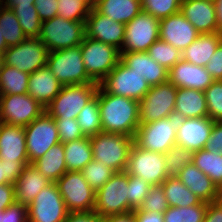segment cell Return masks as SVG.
I'll return each instance as SVG.
<instances>
[{"instance_id":"c3c4849f","label":"cell","mask_w":222,"mask_h":222,"mask_svg":"<svg viewBox=\"0 0 222 222\" xmlns=\"http://www.w3.org/2000/svg\"><path fill=\"white\" fill-rule=\"evenodd\" d=\"M55 121L61 143H66L85 137L77 122V119H55Z\"/></svg>"},{"instance_id":"1f68e13d","label":"cell","mask_w":222,"mask_h":222,"mask_svg":"<svg viewBox=\"0 0 222 222\" xmlns=\"http://www.w3.org/2000/svg\"><path fill=\"white\" fill-rule=\"evenodd\" d=\"M67 171H81L93 160L90 137L63 143Z\"/></svg>"},{"instance_id":"ee69618b","label":"cell","mask_w":222,"mask_h":222,"mask_svg":"<svg viewBox=\"0 0 222 222\" xmlns=\"http://www.w3.org/2000/svg\"><path fill=\"white\" fill-rule=\"evenodd\" d=\"M90 7L82 0H58L57 16L75 22H85Z\"/></svg>"},{"instance_id":"816d5d0a","label":"cell","mask_w":222,"mask_h":222,"mask_svg":"<svg viewBox=\"0 0 222 222\" xmlns=\"http://www.w3.org/2000/svg\"><path fill=\"white\" fill-rule=\"evenodd\" d=\"M34 6L42 22L57 16L58 0H35Z\"/></svg>"},{"instance_id":"7dc6e473","label":"cell","mask_w":222,"mask_h":222,"mask_svg":"<svg viewBox=\"0 0 222 222\" xmlns=\"http://www.w3.org/2000/svg\"><path fill=\"white\" fill-rule=\"evenodd\" d=\"M169 208L161 185H154L146 195L139 209L164 213Z\"/></svg>"},{"instance_id":"ac0fdd59","label":"cell","mask_w":222,"mask_h":222,"mask_svg":"<svg viewBox=\"0 0 222 222\" xmlns=\"http://www.w3.org/2000/svg\"><path fill=\"white\" fill-rule=\"evenodd\" d=\"M125 24L111 20L95 8H91L85 21V36L120 50L124 41Z\"/></svg>"},{"instance_id":"603a6c76","label":"cell","mask_w":222,"mask_h":222,"mask_svg":"<svg viewBox=\"0 0 222 222\" xmlns=\"http://www.w3.org/2000/svg\"><path fill=\"white\" fill-rule=\"evenodd\" d=\"M0 160L29 162L24 127L0 122Z\"/></svg>"},{"instance_id":"f546056e","label":"cell","mask_w":222,"mask_h":222,"mask_svg":"<svg viewBox=\"0 0 222 222\" xmlns=\"http://www.w3.org/2000/svg\"><path fill=\"white\" fill-rule=\"evenodd\" d=\"M32 164L50 182H56L67 172L63 143L52 146Z\"/></svg>"},{"instance_id":"9f6ffc18","label":"cell","mask_w":222,"mask_h":222,"mask_svg":"<svg viewBox=\"0 0 222 222\" xmlns=\"http://www.w3.org/2000/svg\"><path fill=\"white\" fill-rule=\"evenodd\" d=\"M15 201L16 200H15L14 185L13 184L0 185V210H4Z\"/></svg>"},{"instance_id":"5b68a950","label":"cell","mask_w":222,"mask_h":222,"mask_svg":"<svg viewBox=\"0 0 222 222\" xmlns=\"http://www.w3.org/2000/svg\"><path fill=\"white\" fill-rule=\"evenodd\" d=\"M84 68L88 76L100 83L121 59L120 50L101 41L84 36L80 45Z\"/></svg>"},{"instance_id":"83f0119b","label":"cell","mask_w":222,"mask_h":222,"mask_svg":"<svg viewBox=\"0 0 222 222\" xmlns=\"http://www.w3.org/2000/svg\"><path fill=\"white\" fill-rule=\"evenodd\" d=\"M219 33L200 34L183 52L182 60L194 65L205 67L221 44Z\"/></svg>"},{"instance_id":"be15d7a7","label":"cell","mask_w":222,"mask_h":222,"mask_svg":"<svg viewBox=\"0 0 222 222\" xmlns=\"http://www.w3.org/2000/svg\"><path fill=\"white\" fill-rule=\"evenodd\" d=\"M8 49L5 39L2 36V33L0 31V53H4Z\"/></svg>"},{"instance_id":"9a60e30c","label":"cell","mask_w":222,"mask_h":222,"mask_svg":"<svg viewBox=\"0 0 222 222\" xmlns=\"http://www.w3.org/2000/svg\"><path fill=\"white\" fill-rule=\"evenodd\" d=\"M28 222H64L69 212L56 182L42 189L27 206Z\"/></svg>"},{"instance_id":"db71d44e","label":"cell","mask_w":222,"mask_h":222,"mask_svg":"<svg viewBox=\"0 0 222 222\" xmlns=\"http://www.w3.org/2000/svg\"><path fill=\"white\" fill-rule=\"evenodd\" d=\"M205 149L222 155V122H215Z\"/></svg>"},{"instance_id":"8d00e7d4","label":"cell","mask_w":222,"mask_h":222,"mask_svg":"<svg viewBox=\"0 0 222 222\" xmlns=\"http://www.w3.org/2000/svg\"><path fill=\"white\" fill-rule=\"evenodd\" d=\"M0 31L7 47L18 45L27 38L15 13L9 8H5L0 13Z\"/></svg>"},{"instance_id":"bcb514c9","label":"cell","mask_w":222,"mask_h":222,"mask_svg":"<svg viewBox=\"0 0 222 222\" xmlns=\"http://www.w3.org/2000/svg\"><path fill=\"white\" fill-rule=\"evenodd\" d=\"M151 187L152 185L145 182L143 179L134 175H129L128 212H133L135 209L140 208Z\"/></svg>"},{"instance_id":"ba28073f","label":"cell","mask_w":222,"mask_h":222,"mask_svg":"<svg viewBox=\"0 0 222 222\" xmlns=\"http://www.w3.org/2000/svg\"><path fill=\"white\" fill-rule=\"evenodd\" d=\"M56 185L69 213L94 211L96 192L81 171H67Z\"/></svg>"},{"instance_id":"60d3db41","label":"cell","mask_w":222,"mask_h":222,"mask_svg":"<svg viewBox=\"0 0 222 222\" xmlns=\"http://www.w3.org/2000/svg\"><path fill=\"white\" fill-rule=\"evenodd\" d=\"M84 179L97 192L116 173L100 161L92 160L81 170Z\"/></svg>"},{"instance_id":"2e32d148","label":"cell","mask_w":222,"mask_h":222,"mask_svg":"<svg viewBox=\"0 0 222 222\" xmlns=\"http://www.w3.org/2000/svg\"><path fill=\"white\" fill-rule=\"evenodd\" d=\"M160 20L141 11L125 25L124 41L120 53L147 52L148 48L159 39Z\"/></svg>"},{"instance_id":"3957f363","label":"cell","mask_w":222,"mask_h":222,"mask_svg":"<svg viewBox=\"0 0 222 222\" xmlns=\"http://www.w3.org/2000/svg\"><path fill=\"white\" fill-rule=\"evenodd\" d=\"M93 160L100 161L115 172L127 168L134 138L122 134L101 132L90 137Z\"/></svg>"},{"instance_id":"7402d4cb","label":"cell","mask_w":222,"mask_h":222,"mask_svg":"<svg viewBox=\"0 0 222 222\" xmlns=\"http://www.w3.org/2000/svg\"><path fill=\"white\" fill-rule=\"evenodd\" d=\"M180 13L200 34L217 33L214 0H181Z\"/></svg>"},{"instance_id":"6125c7cd","label":"cell","mask_w":222,"mask_h":222,"mask_svg":"<svg viewBox=\"0 0 222 222\" xmlns=\"http://www.w3.org/2000/svg\"><path fill=\"white\" fill-rule=\"evenodd\" d=\"M216 17H217V33L222 32V0H214Z\"/></svg>"},{"instance_id":"681fc988","label":"cell","mask_w":222,"mask_h":222,"mask_svg":"<svg viewBox=\"0 0 222 222\" xmlns=\"http://www.w3.org/2000/svg\"><path fill=\"white\" fill-rule=\"evenodd\" d=\"M29 162H2L0 160V185L15 184Z\"/></svg>"},{"instance_id":"277c9868","label":"cell","mask_w":222,"mask_h":222,"mask_svg":"<svg viewBox=\"0 0 222 222\" xmlns=\"http://www.w3.org/2000/svg\"><path fill=\"white\" fill-rule=\"evenodd\" d=\"M46 66L63 86L96 83L88 76L84 68L80 45L50 51Z\"/></svg>"},{"instance_id":"4316f807","label":"cell","mask_w":222,"mask_h":222,"mask_svg":"<svg viewBox=\"0 0 222 222\" xmlns=\"http://www.w3.org/2000/svg\"><path fill=\"white\" fill-rule=\"evenodd\" d=\"M50 183L32 163L27 164L14 184L16 202L28 206Z\"/></svg>"},{"instance_id":"b9f144b4","label":"cell","mask_w":222,"mask_h":222,"mask_svg":"<svg viewBox=\"0 0 222 222\" xmlns=\"http://www.w3.org/2000/svg\"><path fill=\"white\" fill-rule=\"evenodd\" d=\"M194 152L177 145L164 153L165 165L168 177H177L180 171L188 164L193 162Z\"/></svg>"},{"instance_id":"03108f58","label":"cell","mask_w":222,"mask_h":222,"mask_svg":"<svg viewBox=\"0 0 222 222\" xmlns=\"http://www.w3.org/2000/svg\"><path fill=\"white\" fill-rule=\"evenodd\" d=\"M3 64H4V61H3V54L0 53V69L2 68Z\"/></svg>"},{"instance_id":"4dcf8cb0","label":"cell","mask_w":222,"mask_h":222,"mask_svg":"<svg viewBox=\"0 0 222 222\" xmlns=\"http://www.w3.org/2000/svg\"><path fill=\"white\" fill-rule=\"evenodd\" d=\"M95 9L125 25L142 11L140 0H98Z\"/></svg>"},{"instance_id":"680465c9","label":"cell","mask_w":222,"mask_h":222,"mask_svg":"<svg viewBox=\"0 0 222 222\" xmlns=\"http://www.w3.org/2000/svg\"><path fill=\"white\" fill-rule=\"evenodd\" d=\"M133 213L137 222H164L163 213L143 211L139 208L135 209Z\"/></svg>"},{"instance_id":"7bdbcfd3","label":"cell","mask_w":222,"mask_h":222,"mask_svg":"<svg viewBox=\"0 0 222 222\" xmlns=\"http://www.w3.org/2000/svg\"><path fill=\"white\" fill-rule=\"evenodd\" d=\"M142 11L161 20L180 12L181 0H140Z\"/></svg>"},{"instance_id":"30bf717a","label":"cell","mask_w":222,"mask_h":222,"mask_svg":"<svg viewBox=\"0 0 222 222\" xmlns=\"http://www.w3.org/2000/svg\"><path fill=\"white\" fill-rule=\"evenodd\" d=\"M129 175L116 172L97 192L94 212L101 216L128 213Z\"/></svg>"},{"instance_id":"9c48e42d","label":"cell","mask_w":222,"mask_h":222,"mask_svg":"<svg viewBox=\"0 0 222 222\" xmlns=\"http://www.w3.org/2000/svg\"><path fill=\"white\" fill-rule=\"evenodd\" d=\"M99 87L109 94H114L140 101L150 89L145 77L128 68L121 60L99 83Z\"/></svg>"},{"instance_id":"ffe728a7","label":"cell","mask_w":222,"mask_h":222,"mask_svg":"<svg viewBox=\"0 0 222 222\" xmlns=\"http://www.w3.org/2000/svg\"><path fill=\"white\" fill-rule=\"evenodd\" d=\"M214 123L208 116L186 118L176 131V145L193 152L205 149Z\"/></svg>"},{"instance_id":"cb8c5ba5","label":"cell","mask_w":222,"mask_h":222,"mask_svg":"<svg viewBox=\"0 0 222 222\" xmlns=\"http://www.w3.org/2000/svg\"><path fill=\"white\" fill-rule=\"evenodd\" d=\"M177 178L194 194L201 202L211 203L221 199V191L213 181L200 171L193 163H188Z\"/></svg>"},{"instance_id":"e575fe53","label":"cell","mask_w":222,"mask_h":222,"mask_svg":"<svg viewBox=\"0 0 222 222\" xmlns=\"http://www.w3.org/2000/svg\"><path fill=\"white\" fill-rule=\"evenodd\" d=\"M29 73L3 64L0 69V95H21L28 92Z\"/></svg>"},{"instance_id":"6f0895ef","label":"cell","mask_w":222,"mask_h":222,"mask_svg":"<svg viewBox=\"0 0 222 222\" xmlns=\"http://www.w3.org/2000/svg\"><path fill=\"white\" fill-rule=\"evenodd\" d=\"M64 222H104L103 217L93 212L69 213Z\"/></svg>"},{"instance_id":"7a4b0ae2","label":"cell","mask_w":222,"mask_h":222,"mask_svg":"<svg viewBox=\"0 0 222 222\" xmlns=\"http://www.w3.org/2000/svg\"><path fill=\"white\" fill-rule=\"evenodd\" d=\"M185 120L180 113L173 111L168 117L140 124L134 143L151 152L166 153L176 145V131Z\"/></svg>"},{"instance_id":"d4e9b609","label":"cell","mask_w":222,"mask_h":222,"mask_svg":"<svg viewBox=\"0 0 222 222\" xmlns=\"http://www.w3.org/2000/svg\"><path fill=\"white\" fill-rule=\"evenodd\" d=\"M128 68H133L150 86L168 81L169 70L154 61L147 52L121 53L120 59Z\"/></svg>"},{"instance_id":"f35d334b","label":"cell","mask_w":222,"mask_h":222,"mask_svg":"<svg viewBox=\"0 0 222 222\" xmlns=\"http://www.w3.org/2000/svg\"><path fill=\"white\" fill-rule=\"evenodd\" d=\"M147 53L154 61L168 70L182 60V52L161 39L154 42L148 48Z\"/></svg>"},{"instance_id":"f5cc1de1","label":"cell","mask_w":222,"mask_h":222,"mask_svg":"<svg viewBox=\"0 0 222 222\" xmlns=\"http://www.w3.org/2000/svg\"><path fill=\"white\" fill-rule=\"evenodd\" d=\"M214 80H222V43L205 66Z\"/></svg>"},{"instance_id":"52a82bcc","label":"cell","mask_w":222,"mask_h":222,"mask_svg":"<svg viewBox=\"0 0 222 222\" xmlns=\"http://www.w3.org/2000/svg\"><path fill=\"white\" fill-rule=\"evenodd\" d=\"M85 36V22H75L55 16L42 22L39 38L50 51L81 45Z\"/></svg>"},{"instance_id":"7c38bea8","label":"cell","mask_w":222,"mask_h":222,"mask_svg":"<svg viewBox=\"0 0 222 222\" xmlns=\"http://www.w3.org/2000/svg\"><path fill=\"white\" fill-rule=\"evenodd\" d=\"M48 53V48L40 38L27 37L18 45L8 47L3 53V61L5 65L31 74L47 65Z\"/></svg>"},{"instance_id":"ab89813d","label":"cell","mask_w":222,"mask_h":222,"mask_svg":"<svg viewBox=\"0 0 222 222\" xmlns=\"http://www.w3.org/2000/svg\"><path fill=\"white\" fill-rule=\"evenodd\" d=\"M13 12L19 20L20 26L26 37L39 38L42 21L35 9L32 7H14Z\"/></svg>"},{"instance_id":"003e7915","label":"cell","mask_w":222,"mask_h":222,"mask_svg":"<svg viewBox=\"0 0 222 222\" xmlns=\"http://www.w3.org/2000/svg\"><path fill=\"white\" fill-rule=\"evenodd\" d=\"M2 2H4V1H3V0H0V13L6 8V7H5V4H4L3 7L1 6V5H3Z\"/></svg>"},{"instance_id":"11a10c76","label":"cell","mask_w":222,"mask_h":222,"mask_svg":"<svg viewBox=\"0 0 222 222\" xmlns=\"http://www.w3.org/2000/svg\"><path fill=\"white\" fill-rule=\"evenodd\" d=\"M203 222H222V198L207 203V209Z\"/></svg>"},{"instance_id":"4fadbf2b","label":"cell","mask_w":222,"mask_h":222,"mask_svg":"<svg viewBox=\"0 0 222 222\" xmlns=\"http://www.w3.org/2000/svg\"><path fill=\"white\" fill-rule=\"evenodd\" d=\"M24 129L29 163H33L52 146L60 143L56 121L46 111Z\"/></svg>"},{"instance_id":"91938a15","label":"cell","mask_w":222,"mask_h":222,"mask_svg":"<svg viewBox=\"0 0 222 222\" xmlns=\"http://www.w3.org/2000/svg\"><path fill=\"white\" fill-rule=\"evenodd\" d=\"M103 219H104V222H137L134 217L133 212L106 216V217H103Z\"/></svg>"},{"instance_id":"8992f818","label":"cell","mask_w":222,"mask_h":222,"mask_svg":"<svg viewBox=\"0 0 222 222\" xmlns=\"http://www.w3.org/2000/svg\"><path fill=\"white\" fill-rule=\"evenodd\" d=\"M98 87V83L63 86L45 111L54 119H77L84 106L96 95Z\"/></svg>"},{"instance_id":"94428289","label":"cell","mask_w":222,"mask_h":222,"mask_svg":"<svg viewBox=\"0 0 222 222\" xmlns=\"http://www.w3.org/2000/svg\"><path fill=\"white\" fill-rule=\"evenodd\" d=\"M35 0H6L5 7L13 9L14 7H32Z\"/></svg>"},{"instance_id":"d6986e66","label":"cell","mask_w":222,"mask_h":222,"mask_svg":"<svg viewBox=\"0 0 222 222\" xmlns=\"http://www.w3.org/2000/svg\"><path fill=\"white\" fill-rule=\"evenodd\" d=\"M196 28L179 12L160 20L159 39L183 52L199 37Z\"/></svg>"},{"instance_id":"8fae6325","label":"cell","mask_w":222,"mask_h":222,"mask_svg":"<svg viewBox=\"0 0 222 222\" xmlns=\"http://www.w3.org/2000/svg\"><path fill=\"white\" fill-rule=\"evenodd\" d=\"M125 172L143 179L152 186L161 185L168 178L164 153L151 152L135 143L130 150Z\"/></svg>"},{"instance_id":"f6af8a7d","label":"cell","mask_w":222,"mask_h":222,"mask_svg":"<svg viewBox=\"0 0 222 222\" xmlns=\"http://www.w3.org/2000/svg\"><path fill=\"white\" fill-rule=\"evenodd\" d=\"M208 117L222 122V80H215L205 91Z\"/></svg>"},{"instance_id":"44dd1931","label":"cell","mask_w":222,"mask_h":222,"mask_svg":"<svg viewBox=\"0 0 222 222\" xmlns=\"http://www.w3.org/2000/svg\"><path fill=\"white\" fill-rule=\"evenodd\" d=\"M168 81L177 88L205 91L215 80L205 67L181 60L169 69Z\"/></svg>"},{"instance_id":"484cf974","label":"cell","mask_w":222,"mask_h":222,"mask_svg":"<svg viewBox=\"0 0 222 222\" xmlns=\"http://www.w3.org/2000/svg\"><path fill=\"white\" fill-rule=\"evenodd\" d=\"M63 85L57 80L50 69L45 66L29 75L28 92L45 109L59 94Z\"/></svg>"},{"instance_id":"e7e4bbea","label":"cell","mask_w":222,"mask_h":222,"mask_svg":"<svg viewBox=\"0 0 222 222\" xmlns=\"http://www.w3.org/2000/svg\"><path fill=\"white\" fill-rule=\"evenodd\" d=\"M84 3H86L90 8H95V5L97 4V0H82Z\"/></svg>"},{"instance_id":"6da1fadb","label":"cell","mask_w":222,"mask_h":222,"mask_svg":"<svg viewBox=\"0 0 222 222\" xmlns=\"http://www.w3.org/2000/svg\"><path fill=\"white\" fill-rule=\"evenodd\" d=\"M102 132L134 138L140 125L139 102L97 89Z\"/></svg>"},{"instance_id":"5bb4252c","label":"cell","mask_w":222,"mask_h":222,"mask_svg":"<svg viewBox=\"0 0 222 222\" xmlns=\"http://www.w3.org/2000/svg\"><path fill=\"white\" fill-rule=\"evenodd\" d=\"M177 87L169 81L150 86L139 101L140 124L168 117L175 109Z\"/></svg>"},{"instance_id":"836d02e7","label":"cell","mask_w":222,"mask_h":222,"mask_svg":"<svg viewBox=\"0 0 222 222\" xmlns=\"http://www.w3.org/2000/svg\"><path fill=\"white\" fill-rule=\"evenodd\" d=\"M222 191V155L201 149L194 152L193 162Z\"/></svg>"},{"instance_id":"d590c367","label":"cell","mask_w":222,"mask_h":222,"mask_svg":"<svg viewBox=\"0 0 222 222\" xmlns=\"http://www.w3.org/2000/svg\"><path fill=\"white\" fill-rule=\"evenodd\" d=\"M77 122L85 136L91 137L102 132L97 92L78 114Z\"/></svg>"},{"instance_id":"f1b7e54d","label":"cell","mask_w":222,"mask_h":222,"mask_svg":"<svg viewBox=\"0 0 222 222\" xmlns=\"http://www.w3.org/2000/svg\"><path fill=\"white\" fill-rule=\"evenodd\" d=\"M174 111L180 113L185 118L208 116L204 91L178 88Z\"/></svg>"},{"instance_id":"f907efd6","label":"cell","mask_w":222,"mask_h":222,"mask_svg":"<svg viewBox=\"0 0 222 222\" xmlns=\"http://www.w3.org/2000/svg\"><path fill=\"white\" fill-rule=\"evenodd\" d=\"M0 222H28L27 206L15 201L0 210Z\"/></svg>"},{"instance_id":"e0dca14e","label":"cell","mask_w":222,"mask_h":222,"mask_svg":"<svg viewBox=\"0 0 222 222\" xmlns=\"http://www.w3.org/2000/svg\"><path fill=\"white\" fill-rule=\"evenodd\" d=\"M45 108L29 94L0 95V122L26 127L40 117Z\"/></svg>"},{"instance_id":"74e56055","label":"cell","mask_w":222,"mask_h":222,"mask_svg":"<svg viewBox=\"0 0 222 222\" xmlns=\"http://www.w3.org/2000/svg\"><path fill=\"white\" fill-rule=\"evenodd\" d=\"M207 203L189 207H169L164 213V222H203Z\"/></svg>"},{"instance_id":"d6a6232c","label":"cell","mask_w":222,"mask_h":222,"mask_svg":"<svg viewBox=\"0 0 222 222\" xmlns=\"http://www.w3.org/2000/svg\"><path fill=\"white\" fill-rule=\"evenodd\" d=\"M161 186L169 207H189L201 203L177 177L166 178Z\"/></svg>"}]
</instances>
